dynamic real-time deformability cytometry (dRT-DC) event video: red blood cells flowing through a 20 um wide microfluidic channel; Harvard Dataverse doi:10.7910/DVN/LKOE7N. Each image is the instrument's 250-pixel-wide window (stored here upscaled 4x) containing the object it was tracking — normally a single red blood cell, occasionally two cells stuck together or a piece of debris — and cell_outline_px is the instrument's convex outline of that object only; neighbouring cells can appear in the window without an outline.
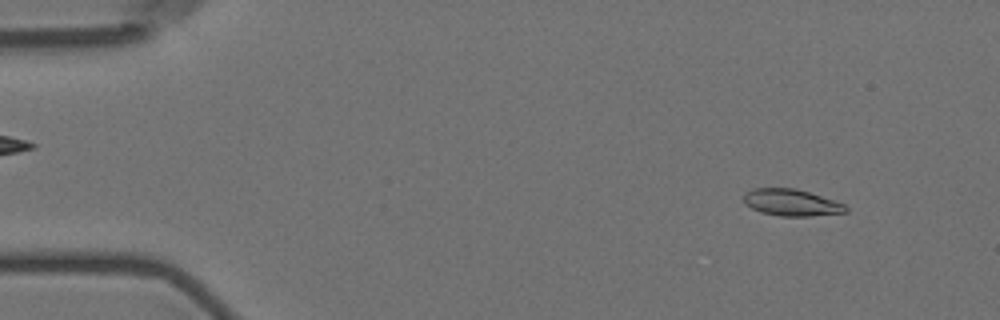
{"species": "Egyptian fruit bat (a non-hibernating species)", "species_latin": "Rousettus aegyptiacus", "temperature_condition": "room temperature", "stored_images_in_passage": 4, "camera_frame_rate_fps": 3000, "um_per_image_px": 0.085, "animal": {"sex": "female"}, "frame": {"image": 1, "passage_image": 1, "time_ms": 0.0, "image_size_px": [1000, 320], "cell_outline_px": [[848, 212], [808, 216], [780, 216], [760, 212], [744, 204], [744, 192], [752, 188], [796, 188], [844, 204], [848, 208]], "centroid_in_image_um": [67.22, 17.21], "position_along_channel_um": 17.8, "area_um2": 15.84}}
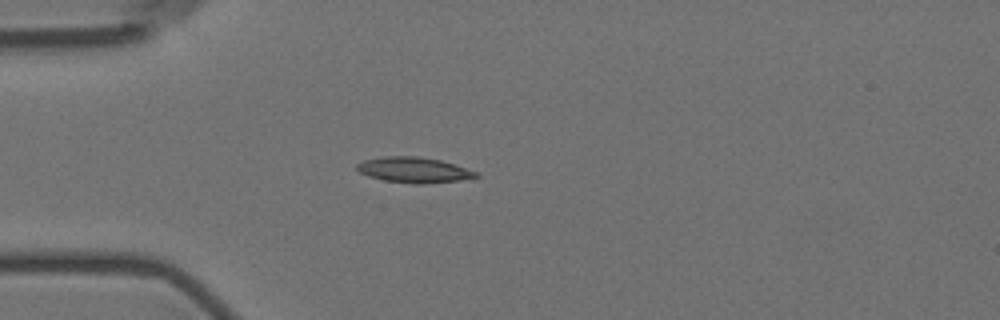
{"frame": {"image": 2, "passage_image": 4, "time_ms": 3.333, "image_size_px": [1000, 320], "cell_outline_px": [[480, 176], [460, 180], [424, 184], [412, 184], [384, 180], [368, 176], [360, 172], [356, 168], [356, 164], [364, 160], [384, 156], [416, 156], [440, 160], [480, 172]], "centroid_in_image_um": [35.19, 14.45], "position_along_channel_um": 49.8, "area_um2": 17.74}}